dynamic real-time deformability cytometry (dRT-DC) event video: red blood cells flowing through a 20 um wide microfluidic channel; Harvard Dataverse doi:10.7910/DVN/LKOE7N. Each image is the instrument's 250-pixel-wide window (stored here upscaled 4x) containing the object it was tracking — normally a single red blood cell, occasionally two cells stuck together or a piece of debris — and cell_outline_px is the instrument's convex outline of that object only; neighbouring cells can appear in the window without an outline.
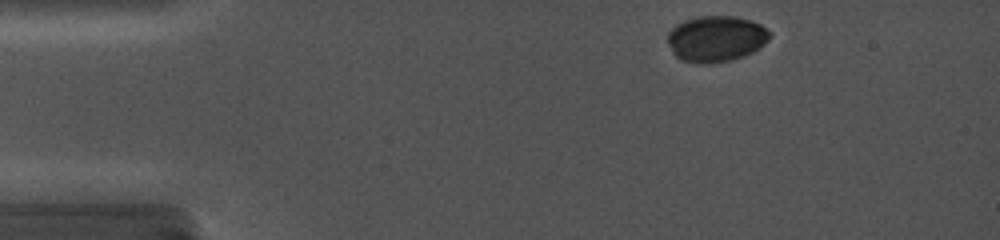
{"species": "common noctule bat (a hibernating species)", "species_latin": "Nyctalus noctula", "temperature_condition": "cold", "stored_images_in_passage": 40, "camera_frame_rate_fps": 5000, "um_per_image_px": 0.085, "animal": {"sex": "female", "body_mass_g": 19.0, "forearm_length_mm": 56.7}, "frame": {"image": 1, "passage_image": 3, "time_ms": 0.4, "image_size_px": [1000, 240], "cell_outline_px": [[772, 32], [768, 40], [764, 44], [752, 52], [744, 56], [732, 60], [708, 64], [700, 64], [680, 60], [672, 52], [668, 44], [668, 32], [676, 24], [684, 20], [696, 16], [732, 16], [752, 20], [760, 24]], "centroid_in_image_um": [60.85, 3.29], "position_along_channel_um": 24.1, "area_um2": 27.69}}
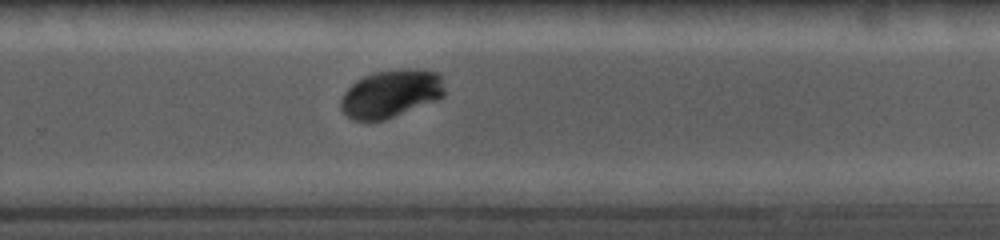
{"frame": {"image": 2, "passage_image": 30, "time_ms": 9.6, "image_size_px": [1000, 240], "cell_outline_px": [[444, 96], [436, 100], [384, 120], [352, 120], [340, 108], [340, 100], [344, 92], [356, 80], [372, 72], [396, 68], [416, 68], [436, 72], [440, 76], [444, 88]], "centroid_in_image_um": [33.21, 7.93], "position_along_channel_um": 296.6, "area_um2": 29.02}}
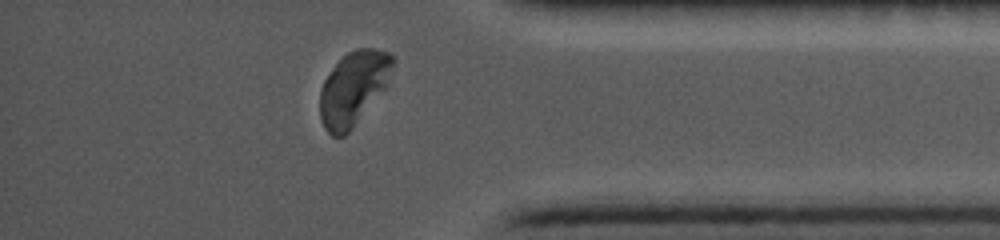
{"frame": {"image": 3, "passage_image": 39, "time_ms": 12.6, "image_size_px": [1000, 240], "cell_outline_px": [[396, 60], [384, 88], [352, 128], [344, 136], [332, 136], [324, 128], [320, 116], [320, 88], [324, 80], [332, 68], [348, 52], [356, 48], [372, 48], [388, 52]], "centroid_in_image_um": [30.02, 7.48], "position_along_channel_um": 405.2, "area_um2": 30.87}}